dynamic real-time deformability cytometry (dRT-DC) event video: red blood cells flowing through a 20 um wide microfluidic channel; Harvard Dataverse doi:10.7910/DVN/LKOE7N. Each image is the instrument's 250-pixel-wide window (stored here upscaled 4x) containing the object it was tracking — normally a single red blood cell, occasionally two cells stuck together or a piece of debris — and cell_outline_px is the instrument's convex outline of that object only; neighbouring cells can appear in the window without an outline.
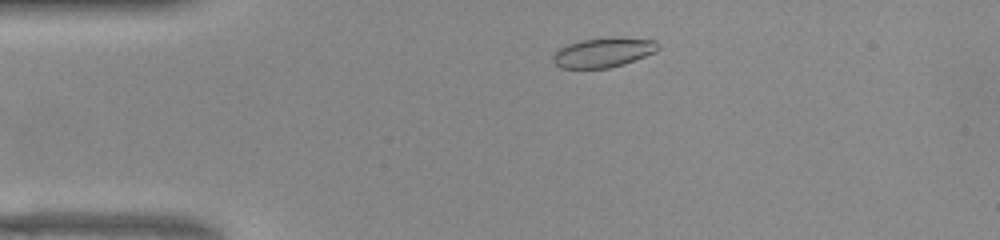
{"species": "common noctule bat (a hibernating species)", "species_latin": "Nyctalus noctula", "temperature_condition": "warm", "stored_images_in_passage": 47, "camera_frame_rate_fps": 3000, "um_per_image_px": 0.085, "animal": {"sex": "female", "body_mass_g": 22.0, "forearm_length_mm": 56.7}, "frame": {"image": 1, "passage_image": 5, "time_ms": 1.333, "image_size_px": [1000, 240], "cell_outline_px": [[660, 48], [656, 52], [624, 64], [608, 68], [560, 68], [552, 60], [552, 56], [560, 48], [568, 44], [580, 40], [608, 36], [620, 36], [656, 40], [660, 44]], "centroid_in_image_um": [51.33, 4.43], "position_along_channel_um": 33.7, "area_um2": 18.55}}
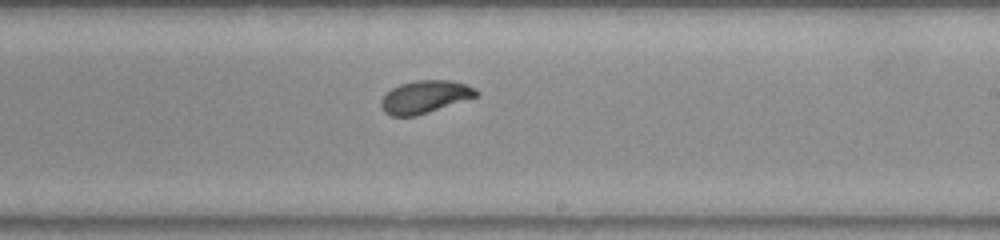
{"frame": {"image": 2, "passage_image": 25, "time_ms": 8.0, "image_size_px": [1000, 240], "cell_outline_px": [[480, 92], [476, 96], [416, 116], [392, 116], [384, 112], [380, 104], [380, 100], [392, 88], [400, 84], [416, 80], [452, 80], [476, 88]], "centroid_in_image_um": [36.1, 8.22], "position_along_channel_um": 252.9, "area_um2": 17.92}}
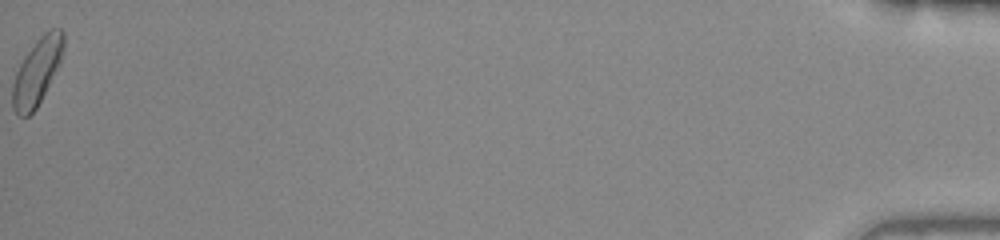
{"frame": {"image": 3, "passage_image": 47, "time_ms": 15.333, "image_size_px": [1000, 240], "cell_outline_px": [[64, 48], [60, 60], [36, 108], [28, 116], [20, 116], [12, 108], [12, 84], [16, 72], [24, 56], [36, 40], [48, 28], [60, 28], [64, 32]], "centroid_in_image_um": [3.13, 6.04], "position_along_channel_um": 432.1, "area_um2": 19.42}, "authors_computed_cell_mechanics": {"area_um2": 18.5538, "velocity_mm_per_s": 3.8931, "shape_relaxation_time_tau1_ms": 2.3649, "shape_relaxation_time_tau2_ms": 0.8987, "deformation_change_tau1": 0.1229, "deformation_change_tau2": 0.0556}}